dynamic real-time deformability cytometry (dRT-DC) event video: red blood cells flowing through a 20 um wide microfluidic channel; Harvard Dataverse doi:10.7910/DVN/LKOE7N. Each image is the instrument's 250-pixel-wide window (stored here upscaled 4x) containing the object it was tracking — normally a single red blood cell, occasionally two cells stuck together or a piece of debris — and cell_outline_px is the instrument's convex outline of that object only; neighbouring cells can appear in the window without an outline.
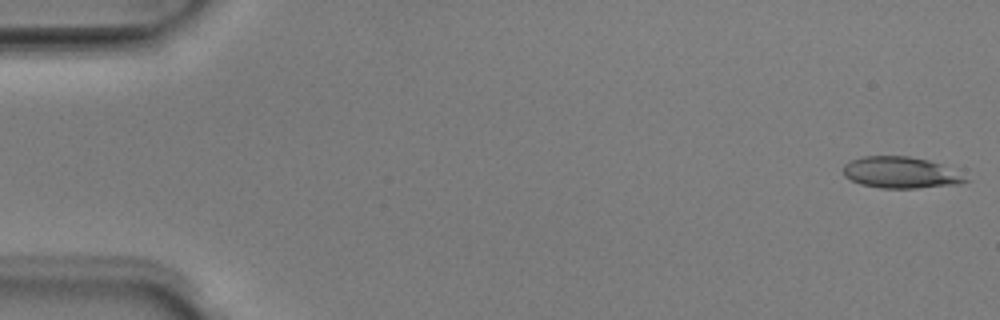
{"species": "Egyptian fruit bat (a non-hibernating species)", "species_latin": "Rousettus aegyptiacus", "temperature_condition": "room temperature", "stored_images_in_passage": 50, "camera_frame_rate_fps": 3000, "um_per_image_px": 0.085, "animal": {"sex": "male"}, "frame": {"image": 1, "passage_image": 1, "time_ms": 0.0, "image_size_px": [1000, 320], "cell_outline_px": [[968, 180], [960, 184], [916, 188], [880, 188], [860, 184], [844, 176], [844, 164], [848, 160], [864, 156], [908, 156], [928, 160], [940, 164]], "centroid_in_image_um": [76.46, 14.66], "position_along_channel_um": 8.5, "area_um2": 22.02}}
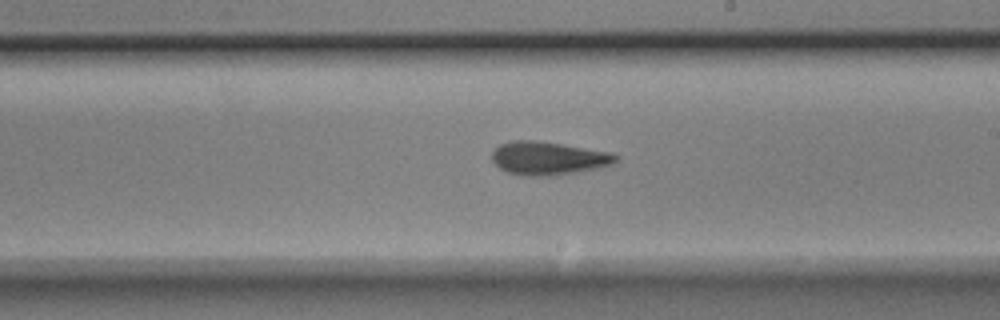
{"frame": {"image": 2, "passage_image": 29, "time_ms": 9.333, "image_size_px": [1000, 320], "cell_outline_px": [[620, 160], [612, 164], [596, 168], [556, 176], [524, 176], [508, 172], [500, 168], [492, 160], [492, 152], [500, 144], [512, 140], [532, 140], [560, 144], [612, 152], [620, 156]], "centroid_in_image_um": [46.63, 13.46], "position_along_channel_um": 242.4, "area_um2": 24.04}}
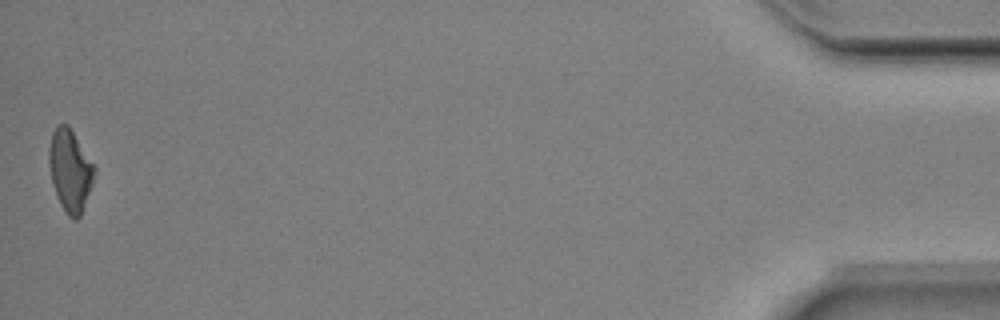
{"frame": {"image": 3, "passage_image": 50, "time_ms": 16.333, "image_size_px": [1000, 320], "cell_outline_px": [[96, 172], [92, 184], [80, 216], [76, 220], [72, 220], [68, 216], [60, 204], [56, 196], [52, 184], [48, 164], [48, 148], [52, 132], [60, 124], [68, 124], [96, 168]], "centroid_in_image_um": [5.94, 14.5], "position_along_channel_um": 429.3, "area_um2": 21.73}, "authors_computed_cell_mechanics": {"area_um2": 22.6865, "velocity_mm_per_s": 4.0128, "shape_relaxation_time_tau1_ms": 5.0401, "shape_relaxation_time_tau2_ms": 5.123, "deformation_change_tau1": 0.1601, "deformation_change_tau2": 0.1544}}